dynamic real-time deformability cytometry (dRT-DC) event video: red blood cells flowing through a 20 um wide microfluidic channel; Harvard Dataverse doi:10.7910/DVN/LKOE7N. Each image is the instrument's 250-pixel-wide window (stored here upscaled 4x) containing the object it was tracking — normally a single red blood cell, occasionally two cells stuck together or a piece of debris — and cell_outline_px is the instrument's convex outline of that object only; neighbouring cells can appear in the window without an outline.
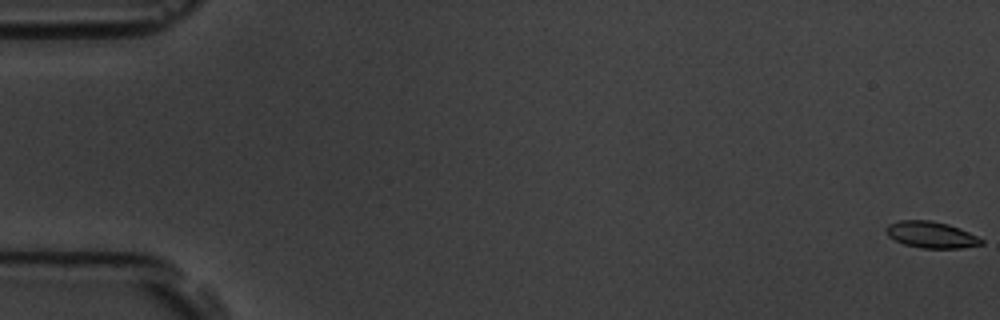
{"species": "common noctule bat (a hibernating species)", "species_latin": "Nyctalus noctula", "temperature_condition": "room temperature", "stored_images_in_passage": 5, "camera_frame_rate_fps": 3000, "um_per_image_px": 0.085, "animal": {"sex": "male", "body_mass_g": 19.5, "forearm_length_mm": 54.6}, "frame": {"image": 1, "passage_image": 1, "time_ms": 0.0, "image_size_px": [1000, 320], "cell_outline_px": [[984, 244], [960, 248], [920, 248], [904, 244], [888, 236], [884, 228], [888, 224], [900, 220], [932, 220], [948, 224], [960, 228], [984, 240]], "centroid_in_image_um": [79.14, 19.95], "position_along_channel_um": 5.9, "area_um2": 14.74}}
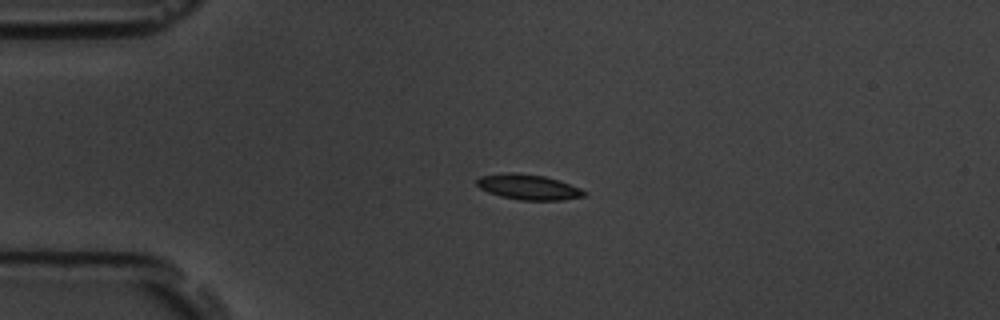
{"frame": {"image": 2, "passage_image": 5, "time_ms": 4.667, "image_size_px": [1000, 320], "cell_outline_px": [[588, 192], [584, 196], [564, 200], [520, 200], [500, 196], [488, 192], [480, 188], [476, 184], [476, 180], [480, 176], [508, 172], [512, 172], [544, 176], [560, 180], [580, 188]], "centroid_in_image_um": [44.92, 15.9], "position_along_channel_um": 40.1, "area_um2": 15.9}}